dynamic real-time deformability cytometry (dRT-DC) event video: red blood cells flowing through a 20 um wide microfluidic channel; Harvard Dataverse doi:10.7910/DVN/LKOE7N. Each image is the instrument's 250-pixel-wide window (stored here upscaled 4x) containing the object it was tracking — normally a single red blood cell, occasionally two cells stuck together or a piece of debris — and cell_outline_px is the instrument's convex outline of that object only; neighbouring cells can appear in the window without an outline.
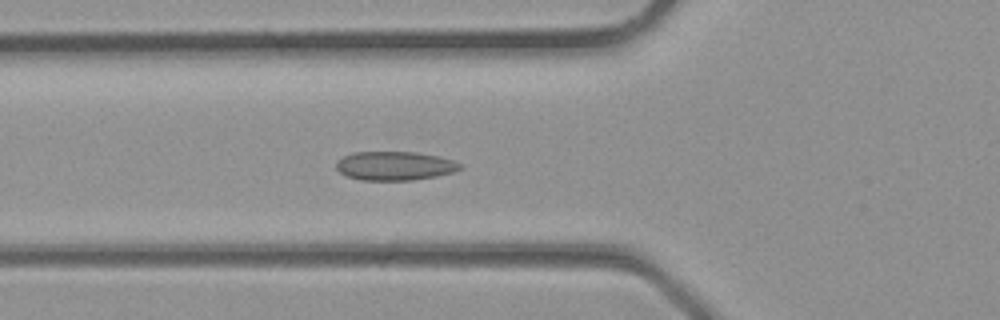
{"species": "common noctule bat (a hibernating species)", "species_latin": "Nyctalus noctula", "temperature_condition": "room temperature", "stored_images_in_passage": 25, "camera_frame_rate_fps": 3000, "um_per_image_px": 0.085, "animal": {"sex": "male", "body_mass_g": 23.1, "forearm_length_mm": 52.7}, "frame": {"image": 1, "passage_image": 6, "time_ms": 1.667, "image_size_px": [1000, 320], "cell_outline_px": [[464, 168], [452, 172], [436, 176], [412, 180], [360, 180], [348, 176], [340, 172], [336, 168], [336, 160], [352, 152], [416, 152], [440, 156], [452, 160], [460, 164]], "centroid_in_image_um": [33.55, 14.09], "position_along_channel_um": 92.3, "area_um2": 20.87}}
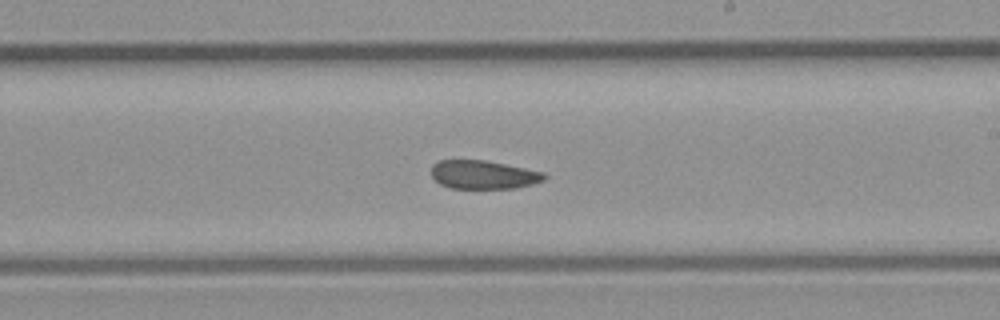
{"frame": {"image": 2, "passage_image": 14, "time_ms": 4.333, "image_size_px": [1000, 320], "cell_outline_px": [[548, 176], [544, 180], [532, 184], [516, 188], [452, 188], [440, 184], [432, 176], [432, 164], [440, 160], [484, 160], [544, 172]], "centroid_in_image_um": [41.1, 14.85], "position_along_channel_um": 247.9, "area_um2": 18.67}}
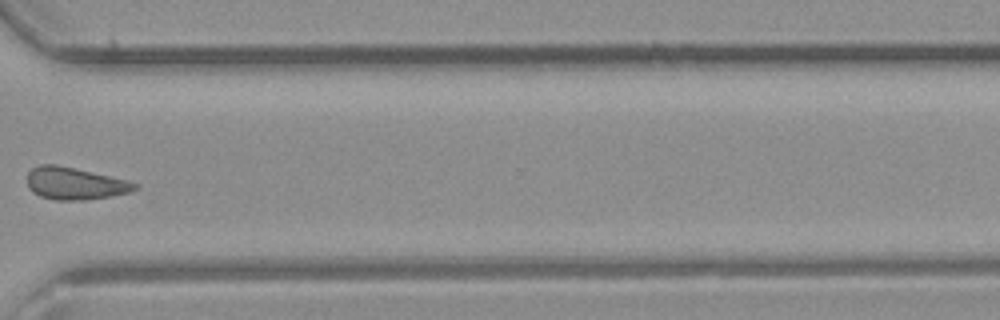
{"frame": {"image": 3, "passage_image": 20, "time_ms": 6.333, "image_size_px": [1000, 320], "cell_outline_px": [[140, 188], [128, 192], [108, 196], [84, 200], [52, 200], [40, 196], [32, 192], [28, 188], [28, 172], [32, 168], [40, 164], [56, 164], [128, 180], [140, 184]], "centroid_in_image_um": [6.36, 15.59], "position_along_channel_um": 364.2, "area_um2": 20.23}}